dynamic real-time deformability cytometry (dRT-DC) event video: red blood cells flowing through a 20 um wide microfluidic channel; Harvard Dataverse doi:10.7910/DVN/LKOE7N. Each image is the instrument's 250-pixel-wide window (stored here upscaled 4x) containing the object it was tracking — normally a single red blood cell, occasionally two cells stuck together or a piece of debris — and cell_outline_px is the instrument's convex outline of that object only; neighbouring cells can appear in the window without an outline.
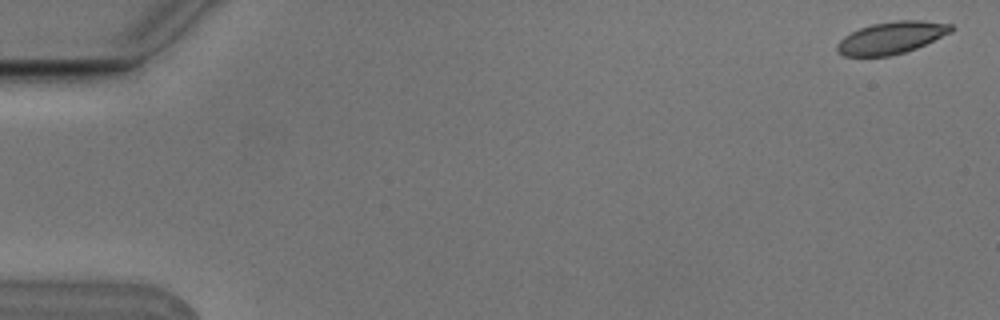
{"species": "Egyptian fruit bat (a non-hibernating species)", "species_latin": "Rousettus aegyptiacus", "temperature_condition": "cold", "stored_images_in_passage": 8, "camera_frame_rate_fps": 3000, "um_per_image_px": 0.085, "animal": {"sex": "male"}, "frame": {"image": 1, "passage_image": 1, "time_ms": 0.0, "image_size_px": [1000, 320], "cell_outline_px": [[952, 32], [916, 48], [904, 52], [888, 56], [844, 56], [836, 48], [836, 44], [844, 36], [860, 28], [872, 24], [896, 20], [920, 20], [952, 24]], "centroid_in_image_um": [75.77, 3.2], "position_along_channel_um": 9.2, "area_um2": 21.15}}
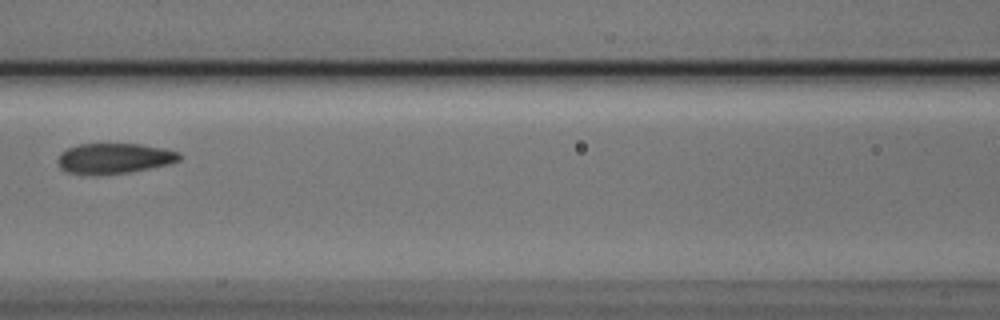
{"frame": {"image": 2, "passage_image": 7, "time_ms": 2.0, "image_size_px": [1000, 320], "cell_outline_px": [[180, 160], [168, 164], [128, 172], [68, 172], [60, 168], [56, 160], [60, 152], [68, 148], [80, 144], [140, 144], [164, 148], [180, 152]], "centroid_in_image_um": [9.73, 13.41], "position_along_channel_um": 156.9, "area_um2": 20.81}}
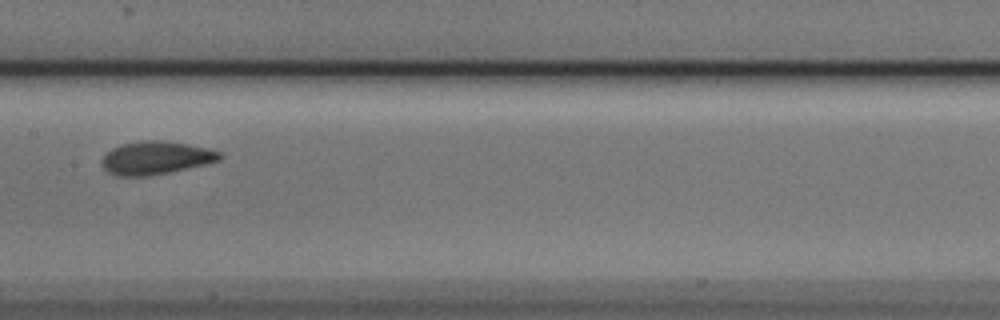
{"frame": {"image": 3, "passage_image": 8, "time_ms": 2.333, "image_size_px": [1000, 320], "cell_outline_px": [[224, 156], [220, 160], [204, 164], [168, 172], [144, 176], [116, 176], [108, 172], [104, 168], [100, 160], [112, 148], [124, 144], [148, 140], [160, 140], [188, 144], [208, 148], [220, 152]], "centroid_in_image_um": [13.25, 13.42], "position_along_channel_um": 194.2, "area_um2": 22.43}}